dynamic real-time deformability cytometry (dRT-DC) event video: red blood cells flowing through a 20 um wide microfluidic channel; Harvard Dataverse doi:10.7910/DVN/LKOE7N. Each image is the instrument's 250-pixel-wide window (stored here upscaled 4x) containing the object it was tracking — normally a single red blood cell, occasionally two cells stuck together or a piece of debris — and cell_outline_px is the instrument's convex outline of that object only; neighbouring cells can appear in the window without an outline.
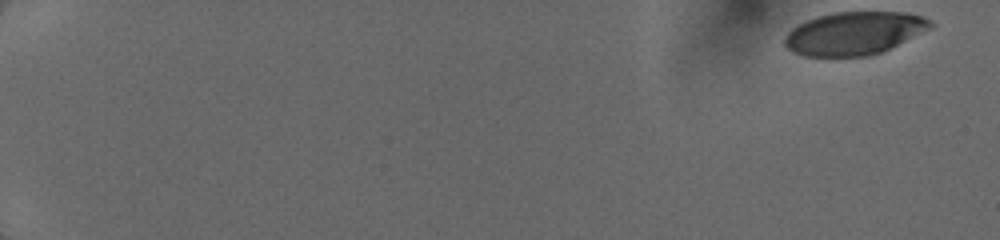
{"species": "human", "species_latin": "Homo sapiens", "temperature_condition": "cold", "stored_images_in_passage": 43, "camera_frame_rate_fps": 3000, "um_per_image_px": 0.085, "donor": {"sex": "female"}, "frame": {"image": 1, "passage_image": 1, "time_ms": 0.0, "image_size_px": [1000, 240], "cell_outline_px": [[936, 24], [932, 28], [880, 52], [868, 56], [804, 56], [792, 52], [784, 44], [784, 36], [792, 28], [816, 16], [836, 12], [904, 12], [924, 16], [932, 20]], "centroid_in_image_um": [72.63, 2.82], "position_along_channel_um": 12.4, "area_um2": 36.53}}
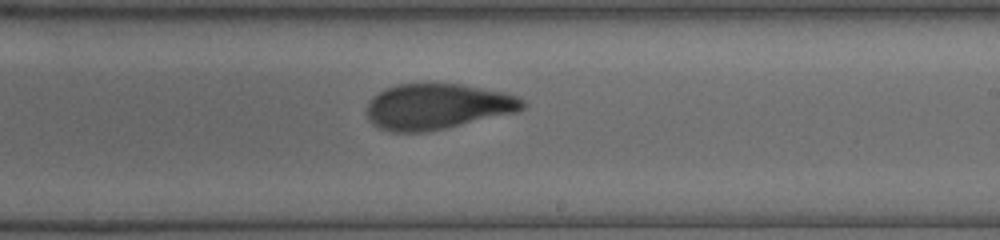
{"frame": {"image": 2, "passage_image": 25, "time_ms": 10.667, "image_size_px": [1000, 240], "cell_outline_px": [[528, 104], [524, 108], [516, 112], [444, 128], [424, 132], [388, 132], [372, 124], [368, 120], [368, 104], [372, 96], [384, 88], [396, 84], [460, 84], [504, 92], [516, 96], [524, 100]], "centroid_in_image_um": [37.15, 9.05], "position_along_channel_um": 251.8, "area_um2": 41.38}}
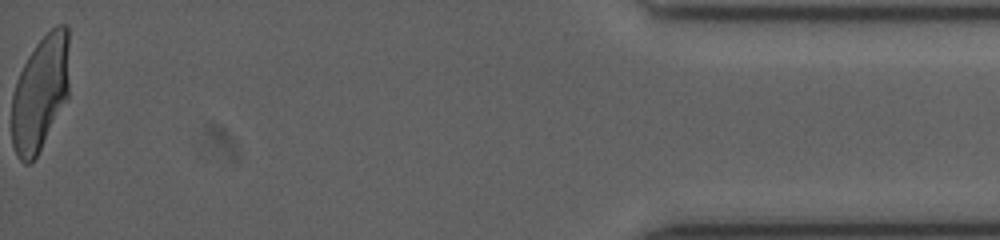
{"frame": {"image": 3, "passage_image": 43, "time_ms": 16.667, "image_size_px": [1000, 240], "cell_outline_px": [[68, 96], [32, 164], [24, 164], [16, 156], [12, 144], [12, 96], [16, 80], [28, 56], [36, 44], [56, 24], [64, 24], [68, 28]], "centroid_in_image_um": [3.4, 7.93], "position_along_channel_um": 431.8, "area_um2": 38.49}}